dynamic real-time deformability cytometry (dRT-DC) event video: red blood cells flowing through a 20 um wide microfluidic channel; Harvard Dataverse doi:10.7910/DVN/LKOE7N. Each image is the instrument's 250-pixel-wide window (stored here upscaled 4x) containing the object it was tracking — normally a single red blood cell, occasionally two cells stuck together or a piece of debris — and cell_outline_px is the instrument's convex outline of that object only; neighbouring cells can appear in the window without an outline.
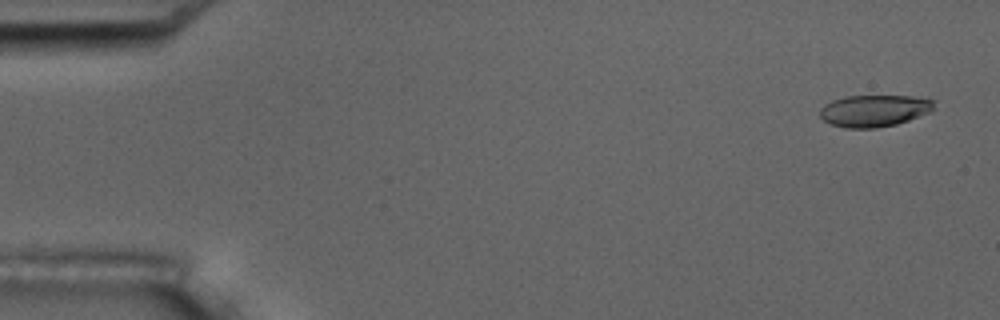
{"species": "common noctule bat (a hibernating species)", "species_latin": "Nyctalus noctula", "temperature_condition": "room temperature", "stored_images_in_passage": 5, "segment_of_instrument_passage": [1, 2], "camera_frame_rate_fps": 3000, "um_per_image_px": 0.085, "animal": {"sex": "male", "body_mass_g": 17.5, "forearm_length_mm": 52.3}, "frame": {"image": 1, "passage_image": 1, "time_ms": 0.0, "image_size_px": [1000, 320], "cell_outline_px": [[936, 100], [932, 112], [896, 124], [876, 128], [844, 128], [832, 124], [824, 120], [820, 116], [820, 108], [824, 104], [832, 100], [844, 96], [912, 96]], "centroid_in_image_um": [74.32, 9.4], "position_along_channel_um": 10.7, "area_um2": 21.33}}